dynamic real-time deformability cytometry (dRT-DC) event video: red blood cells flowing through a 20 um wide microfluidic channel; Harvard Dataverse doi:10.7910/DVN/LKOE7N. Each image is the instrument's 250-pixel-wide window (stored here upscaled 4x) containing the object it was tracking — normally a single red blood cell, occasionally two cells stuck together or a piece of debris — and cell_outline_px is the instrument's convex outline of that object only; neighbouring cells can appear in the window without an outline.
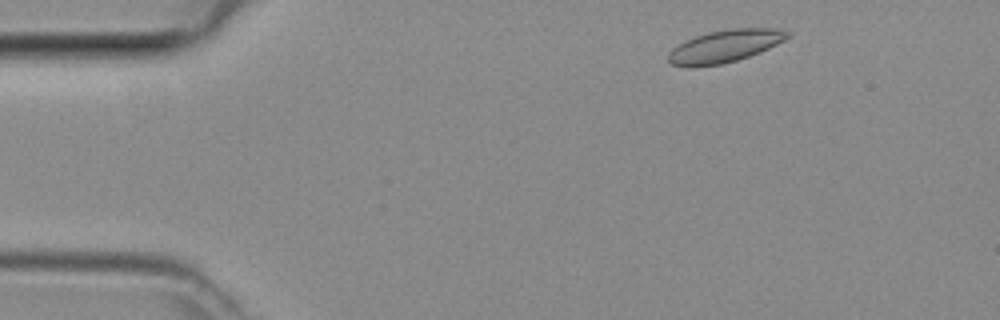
{"species": "common noctule bat (a hibernating species)", "species_latin": "Nyctalus noctula", "temperature_condition": "room temperature", "stored_images_in_passage": 43, "camera_frame_rate_fps": 3000, "um_per_image_px": 0.085, "animal": {"sex": "female", "body_mass_g": 29.2, "forearm_length_mm": 56.3}, "frame": {"image": 1, "passage_image": 3, "time_ms": 0.667, "image_size_px": [1000, 320], "cell_outline_px": [[792, 36], [760, 52], [736, 60], [720, 64], [692, 68], [688, 68], [672, 64], [668, 60], [668, 52], [672, 48], [696, 36], [708, 32], [728, 28], [780, 28], [792, 32]], "centroid_in_image_um": [61.63, 3.92], "position_along_channel_um": 23.4, "area_um2": 22.66}}
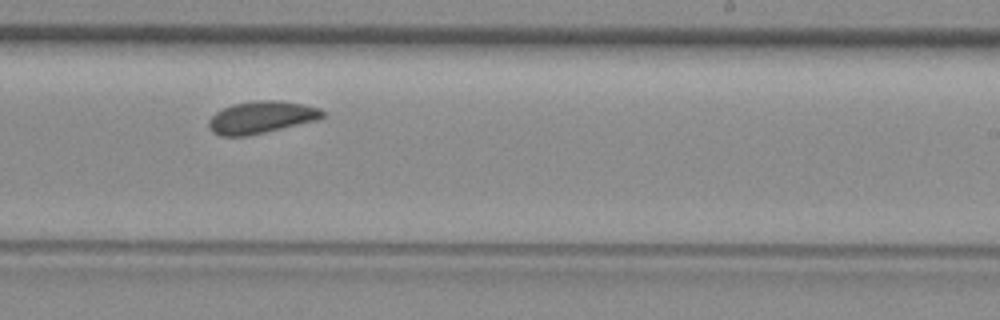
{"frame": {"image": 2, "passage_image": 25, "time_ms": 8.0, "image_size_px": [1000, 320], "cell_outline_px": [[324, 116], [320, 120], [248, 136], [220, 136], [212, 132], [208, 128], [208, 120], [220, 108], [232, 104], [260, 100], [276, 100], [304, 104], [320, 108], [324, 112]], "centroid_in_image_um": [22.2, 9.98], "position_along_channel_um": 266.8, "area_um2": 21.68}}
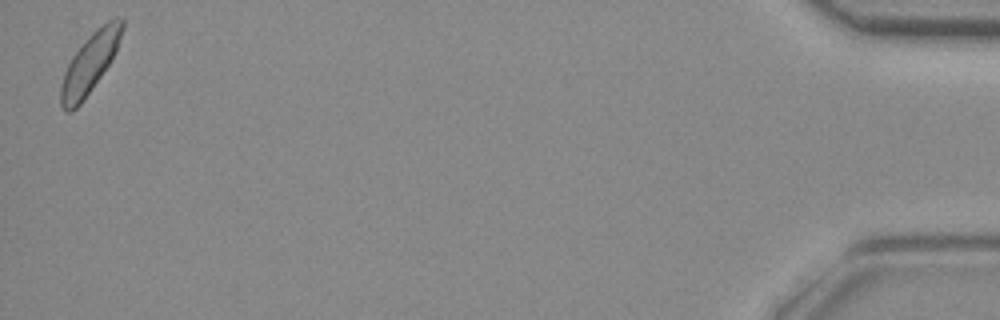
{"frame": {"image": 3, "passage_image": 43, "time_ms": 14.0, "image_size_px": [1000, 320], "cell_outline_px": [[124, 28], [116, 52], [100, 76], [80, 104], [76, 108], [68, 112], [60, 104], [60, 84], [64, 72], [72, 56], [88, 36], [96, 28], [108, 20], [116, 16], [120, 16], [124, 20]], "centroid_in_image_um": [7.65, 5.31], "position_along_channel_um": 427.6, "area_um2": 21.15}}